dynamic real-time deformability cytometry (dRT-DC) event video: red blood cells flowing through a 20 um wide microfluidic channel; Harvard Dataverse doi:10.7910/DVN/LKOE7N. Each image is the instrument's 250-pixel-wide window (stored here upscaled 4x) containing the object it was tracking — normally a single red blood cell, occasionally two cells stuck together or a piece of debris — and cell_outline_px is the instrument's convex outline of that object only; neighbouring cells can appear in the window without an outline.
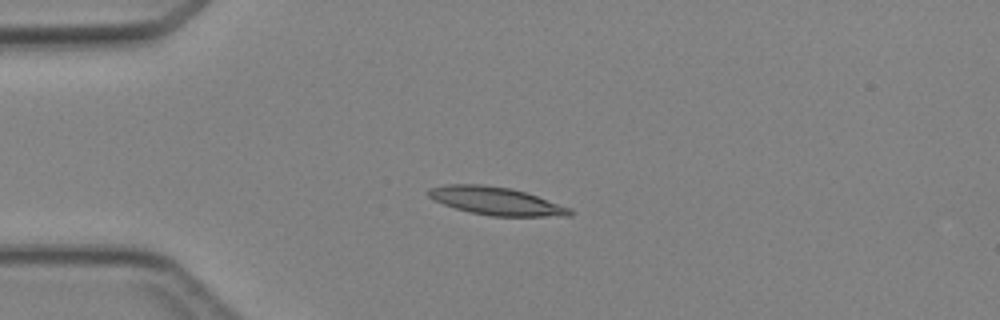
{"species": "Egyptian fruit bat (a non-hibernating species)", "species_latin": "Rousettus aegyptiacus", "temperature_condition": "cold", "stored_images_in_passage": 5, "camera_frame_rate_fps": 3000, "um_per_image_px": 0.085, "animal": {"sex": "female"}, "frame": {"image": 1, "passage_image": 3, "time_ms": 2.333, "image_size_px": [1000, 320], "cell_outline_px": [[572, 216], [492, 216], [472, 212], [456, 208], [444, 204], [428, 196], [428, 188], [444, 184], [480, 184], [512, 188], [572, 208]], "centroid_in_image_um": [42.17, 17.08], "position_along_channel_um": 42.8, "area_um2": 22.83}}
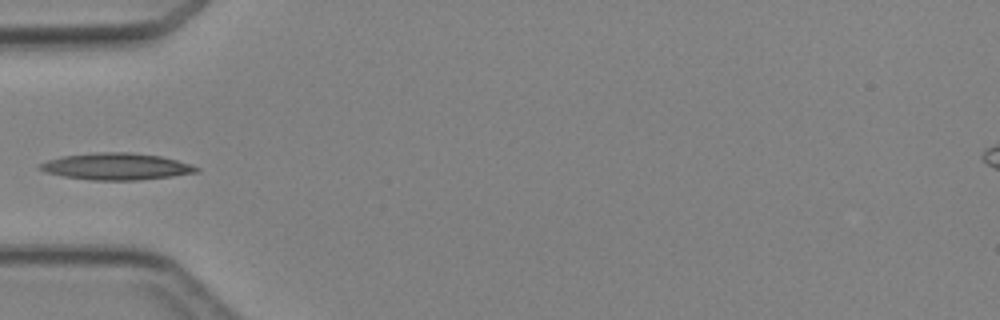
{"frame": {"image": 2, "passage_image": 4, "time_ms": 3.667, "image_size_px": [1000, 320], "cell_outline_px": [[200, 172], [172, 176], [136, 180], [88, 180], [64, 176], [44, 172], [36, 168], [40, 164], [48, 160], [64, 156], [96, 152], [128, 152], [160, 156], [176, 160], [200, 168]], "centroid_in_image_um": [9.86, 14.15], "position_along_channel_um": 75.1, "area_um2": 24.28}}
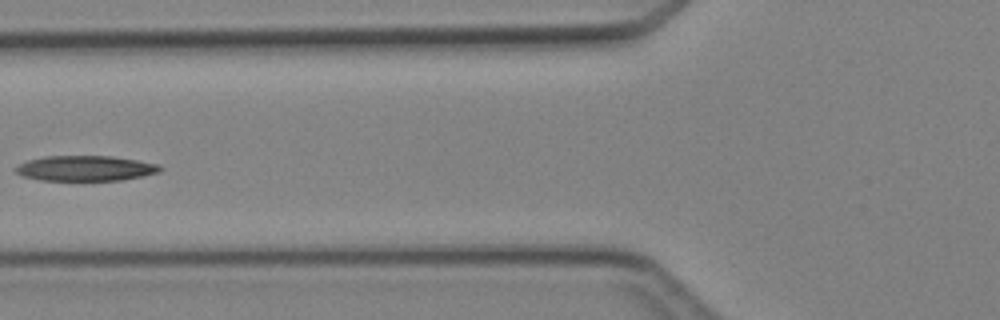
{"frame": {"image": 3, "passage_image": 5, "time_ms": 4.667, "image_size_px": [1000, 320], "cell_outline_px": [[164, 168], [160, 172], [144, 176], [124, 180], [40, 180], [20, 176], [16, 172], [16, 168], [20, 164], [28, 160], [44, 156], [112, 156], [160, 164]], "centroid_in_image_um": [7.31, 14.31], "position_along_channel_um": 118.5, "area_um2": 21.39}}